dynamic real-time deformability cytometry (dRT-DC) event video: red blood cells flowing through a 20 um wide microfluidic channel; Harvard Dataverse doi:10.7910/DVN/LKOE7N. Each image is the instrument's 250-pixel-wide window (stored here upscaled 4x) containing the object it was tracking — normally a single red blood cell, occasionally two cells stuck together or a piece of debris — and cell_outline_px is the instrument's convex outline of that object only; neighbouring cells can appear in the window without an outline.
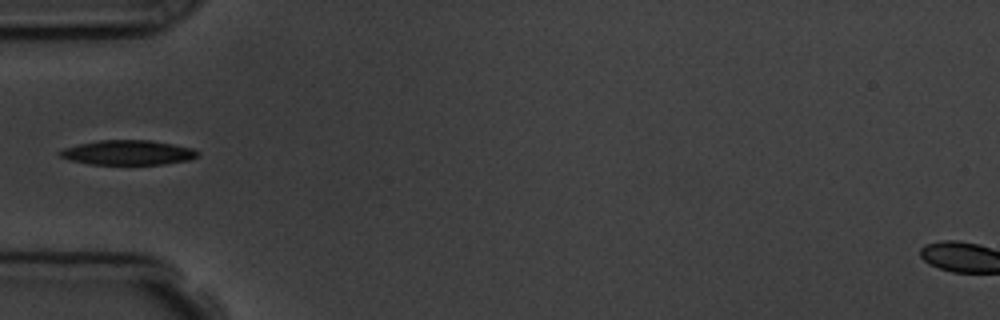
{"species": "common noctule bat (a hibernating species)", "species_latin": "Nyctalus noctula", "temperature_condition": "room temperature", "stored_images_in_passage": 2, "camera_frame_rate_fps": 3000, "um_per_image_px": 0.085, "animal": {"sex": "male", "body_mass_g": 19.5, "forearm_length_mm": 54.6}, "frame": {"image": 1, "passage_image": 1, "time_ms": 0.0, "image_size_px": [1000, 320], "cell_outline_px": [[200, 156], [188, 160], [164, 164], [88, 164], [72, 160], [60, 156], [56, 152], [64, 148], [80, 144], [100, 140], [148, 140], [172, 144], [192, 148], [200, 152]], "centroid_in_image_um": [10.89, 12.97], "position_along_channel_um": 74.1, "area_um2": 19.71}}